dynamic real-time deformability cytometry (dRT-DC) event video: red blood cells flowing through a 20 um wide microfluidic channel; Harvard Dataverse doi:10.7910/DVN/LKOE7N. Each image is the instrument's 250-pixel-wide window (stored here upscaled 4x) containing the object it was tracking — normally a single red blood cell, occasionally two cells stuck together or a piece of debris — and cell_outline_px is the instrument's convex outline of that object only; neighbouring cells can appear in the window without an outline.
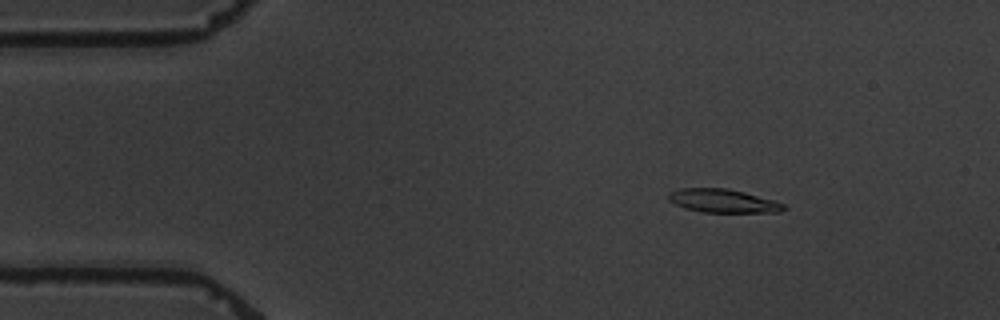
{"species": "common noctule bat (a hibernating species)", "species_latin": "Nyctalus noctula", "temperature_condition": "warm", "stored_images_in_passage": 14, "camera_frame_rate_fps": 3000, "um_per_image_px": 0.085, "animal": {"sex": "male", "body_mass_g": 19.5, "forearm_length_mm": 54.6}, "frame": {"image": 1, "passage_image": 2, "time_ms": 1.667, "image_size_px": [1000, 320], "cell_outline_px": [[788, 208], [780, 212], [700, 212], [684, 208], [668, 200], [668, 192], [680, 188], [728, 188], [744, 192], [772, 200], [784, 204]], "centroid_in_image_um": [61.42, 17.07], "position_along_channel_um": 23.6, "area_um2": 15.78}}
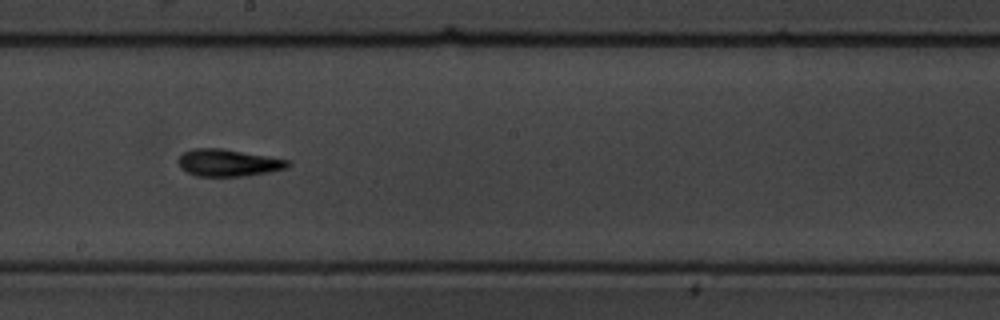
{"frame": {"image": 2, "passage_image": 8, "time_ms": 9.667, "image_size_px": [1000, 320], "cell_outline_px": [[292, 164], [288, 168], [268, 172], [244, 176], [196, 176], [180, 168], [176, 160], [184, 152], [192, 148], [220, 148], [288, 160]], "centroid_in_image_um": [19.36, 13.84], "position_along_channel_um": 228.8, "area_um2": 17.22}}
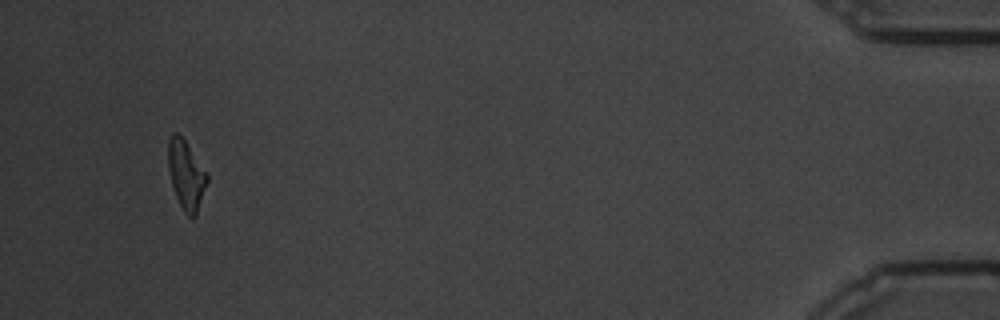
{"frame": {"image": 3, "passage_image": 14, "time_ms": 17.667, "image_size_px": [1000, 320], "cell_outline_px": [[208, 180], [196, 216], [188, 216], [184, 212], [176, 196], [172, 184], [168, 168], [168, 140], [172, 132], [176, 132], [184, 140], [208, 176]], "centroid_in_image_um": [15.8, 14.87], "position_along_channel_um": 419.4, "area_um2": 15.2}, "authors_computed_cell_mechanics": {"area_um2": 16.4441, "velocity_mm_per_s": 3.3771, "shape_relaxation_time_tau1_ms": 5.2766, "shape_relaxation_time_tau2_ms": 5.3449, "deformation_change_tau1": 0.1973, "deformation_change_tau2": 0.1379}}